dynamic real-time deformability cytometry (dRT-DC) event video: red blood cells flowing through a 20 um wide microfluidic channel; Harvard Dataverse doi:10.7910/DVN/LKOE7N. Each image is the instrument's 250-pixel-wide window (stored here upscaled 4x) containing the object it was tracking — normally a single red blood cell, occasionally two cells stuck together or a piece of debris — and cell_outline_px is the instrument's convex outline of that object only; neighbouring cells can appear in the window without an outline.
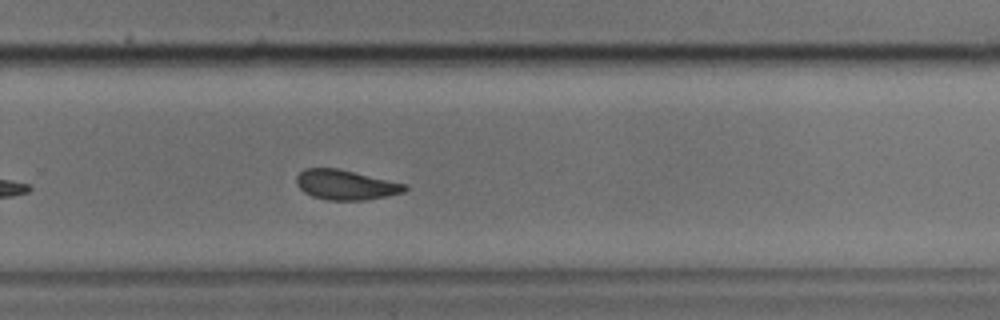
{"species": "common noctule bat (a hibernating species)", "species_latin": "Nyctalus noctula", "temperature_condition": "cold", "stored_images_in_passage": 38, "camera_frame_rate_fps": 3000, "um_per_image_px": 0.085, "animal": {"sex": "male", "body_mass_g": 17.9, "forearm_length_mm": 54.2}, "frame": {"image": 1, "passage_image": 22, "time_ms": 7.0, "image_size_px": [1000, 320], "cell_outline_px": [[408, 188], [404, 192], [388, 196], [364, 200], [328, 200], [312, 196], [304, 192], [296, 184], [296, 176], [304, 168], [336, 168], [408, 184]], "centroid_in_image_um": [29.39, 15.71], "position_along_channel_um": 300.4, "area_um2": 18.9}}